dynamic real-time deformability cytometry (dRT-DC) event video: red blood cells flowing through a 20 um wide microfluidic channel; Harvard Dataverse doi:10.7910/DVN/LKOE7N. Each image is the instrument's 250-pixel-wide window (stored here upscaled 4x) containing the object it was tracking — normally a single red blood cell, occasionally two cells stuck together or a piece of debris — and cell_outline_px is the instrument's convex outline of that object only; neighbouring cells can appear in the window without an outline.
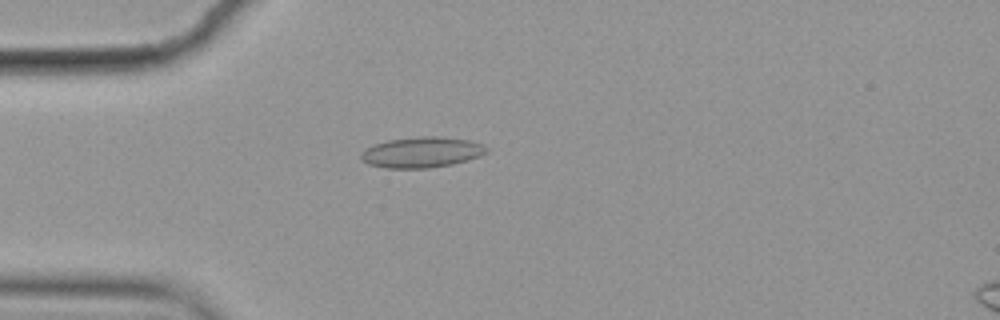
{"species": "common noctule bat (a hibernating species)", "species_latin": "Nyctalus noctula", "temperature_condition": "cold", "stored_images_in_passage": 2, "camera_frame_rate_fps": 3000, "um_per_image_px": 0.085, "animal": {"sex": "female", "body_mass_g": 19.9}, "frame": {"image": 1, "passage_image": 2, "time_ms": 0.333, "image_size_px": [1000, 320], "cell_outline_px": [[488, 152], [480, 156], [452, 164], [428, 168], [384, 168], [368, 164], [360, 160], [360, 152], [364, 148], [388, 140], [416, 136], [436, 136], [468, 140], [480, 144], [488, 148]], "centroid_in_image_um": [35.79, 12.94], "position_along_channel_um": 49.2, "area_um2": 22.48}}